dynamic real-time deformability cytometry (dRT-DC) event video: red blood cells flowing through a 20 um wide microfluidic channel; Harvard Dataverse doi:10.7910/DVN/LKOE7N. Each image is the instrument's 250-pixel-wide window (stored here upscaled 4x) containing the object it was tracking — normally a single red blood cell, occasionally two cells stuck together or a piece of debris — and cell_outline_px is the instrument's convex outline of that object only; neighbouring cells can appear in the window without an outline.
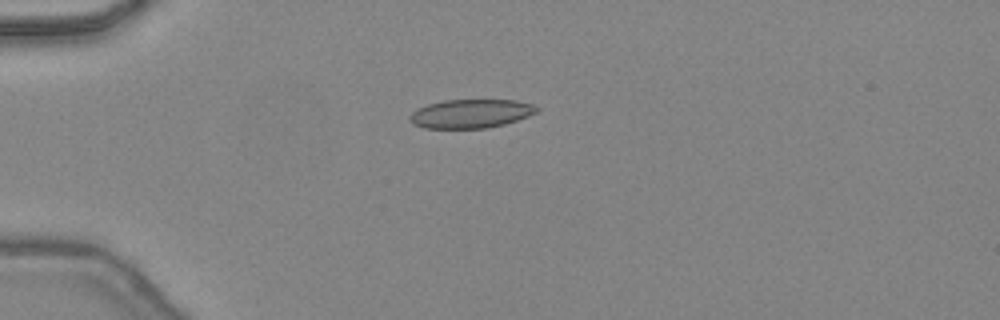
{"species": "common noctule bat (a hibernating species)", "species_latin": "Nyctalus noctula", "temperature_condition": "warm", "stored_images_in_passage": 35, "camera_frame_rate_fps": 3000, "um_per_image_px": 0.085, "animal": {"sex": "female", "body_mass_g": 24.6, "forearm_length_mm": 56.2}, "frame": {"image": 1, "passage_image": 1, "time_ms": 0.0, "image_size_px": [1000, 320], "cell_outline_px": [[540, 112], [504, 124], [488, 128], [424, 128], [412, 124], [408, 120], [408, 116], [412, 112], [428, 104], [444, 100], [516, 100], [532, 104], [540, 108]], "centroid_in_image_um": [40.03, 9.66], "position_along_channel_um": 45.0, "area_um2": 21.39}}
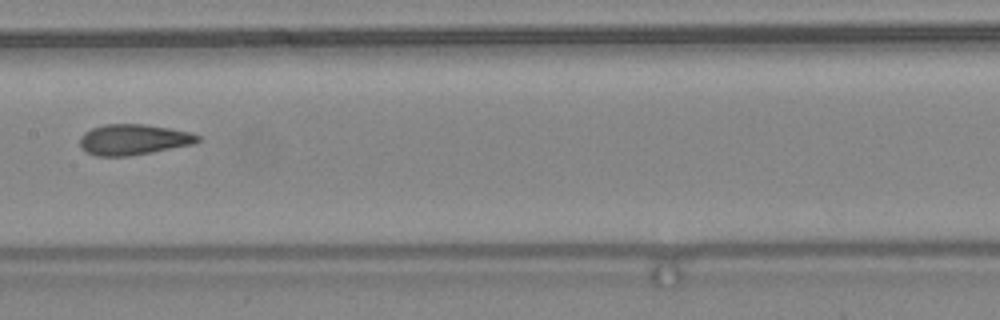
{"frame": {"image": 2, "passage_image": 13, "time_ms": 4.0, "image_size_px": [1000, 320], "cell_outline_px": [[200, 140], [192, 144], [152, 152], [128, 156], [96, 156], [80, 148], [80, 136], [84, 132], [92, 128], [104, 124], [144, 124], [192, 132], [200, 136]], "centroid_in_image_um": [11.32, 11.86], "position_along_channel_um": 196.1, "area_um2": 21.04}}
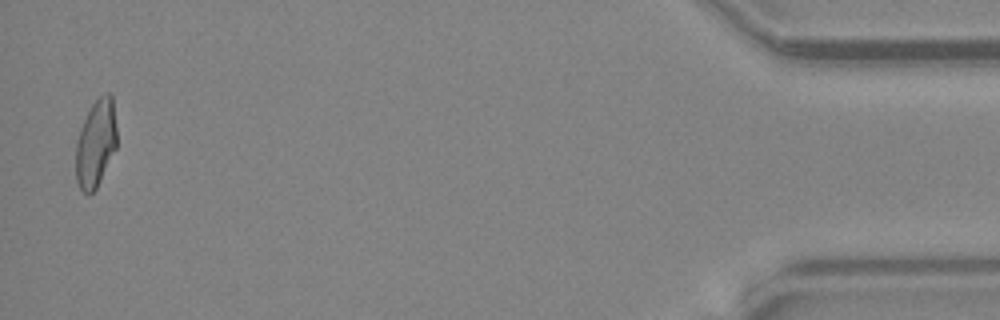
{"frame": {"image": 3, "passage_image": 34, "time_ms": 11.0, "image_size_px": [1000, 320], "cell_outline_px": [[116, 148], [96, 188], [88, 196], [80, 188], [76, 180], [76, 140], [80, 128], [92, 104], [100, 96], [108, 92], [112, 96], [116, 128]], "centroid_in_image_um": [8.13, 12.2], "position_along_channel_um": 427.1, "area_um2": 20.69}, "authors_computed_cell_mechanics": {"area_um2": 21.1548, "velocity_mm_per_s": 4.4901, "shape_relaxation_time_tau1_ms": 8.7439, "shape_relaxation_time_tau2_ms": 1.3266, "deformation_change_tau1": 0.2283, "deformation_change_tau2": 0.0711}}